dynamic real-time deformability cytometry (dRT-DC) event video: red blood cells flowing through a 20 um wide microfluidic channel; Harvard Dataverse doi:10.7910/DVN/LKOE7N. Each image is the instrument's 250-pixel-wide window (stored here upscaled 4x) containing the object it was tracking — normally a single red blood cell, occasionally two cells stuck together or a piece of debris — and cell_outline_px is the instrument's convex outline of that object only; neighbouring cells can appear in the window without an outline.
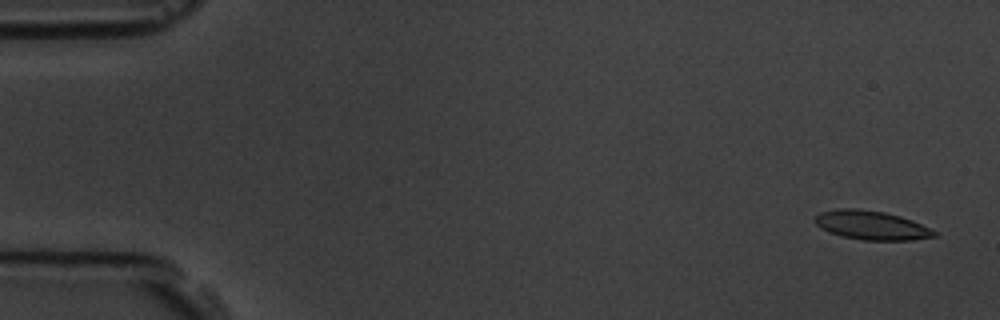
{"species": "common noctule bat (a hibernating species)", "species_latin": "Nyctalus noctula", "temperature_condition": "room temperature", "stored_images_in_passage": 6, "segment_of_instrument_passage": [1, 2], "camera_frame_rate_fps": 3000, "um_per_image_px": 0.085, "animal": {"sex": "male", "body_mass_g": 19.5, "forearm_length_mm": 54.6}, "frame": {"image": 1, "passage_image": 1, "time_ms": 0.0, "image_size_px": [1000, 320], "cell_outline_px": [[940, 236], [912, 240], [864, 240], [840, 236], [828, 232], [820, 228], [816, 224], [816, 216], [820, 212], [836, 208], [856, 208], [884, 212], [900, 216], [912, 220], [936, 232]], "centroid_in_image_um": [74.06, 19.15], "position_along_channel_um": 10.9, "area_um2": 20.17}}